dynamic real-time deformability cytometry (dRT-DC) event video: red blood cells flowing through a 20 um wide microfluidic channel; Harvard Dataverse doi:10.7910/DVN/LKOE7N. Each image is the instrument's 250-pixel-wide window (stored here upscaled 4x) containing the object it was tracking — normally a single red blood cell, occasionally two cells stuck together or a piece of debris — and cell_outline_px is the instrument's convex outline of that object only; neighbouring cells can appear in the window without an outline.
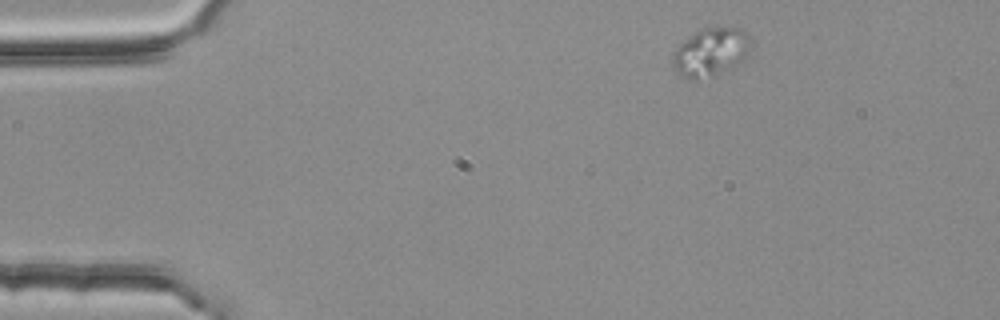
{"species": "common noctule bat (a hibernating species)", "species_latin": "Nyctalus noctula", "temperature_condition": "room temperature", "stored_images_in_passage": 2, "camera_frame_rate_fps": 3000, "um_per_image_px": 0.085, "animal": {"sex": "female", "body_mass_g": 25.1}, "frame": {"image": 1, "passage_image": 1, "time_ms": 0.0, "image_size_px": [1000, 320], "cell_outline_px": [[752, 40], [748, 56], [712, 76], [696, 80], [692, 80], [684, 76], [672, 64], [672, 56], [676, 48], [684, 40], [700, 28], [744, 28]], "centroid_in_image_um": [60.43, 4.39], "position_along_channel_um": 24.6, "area_um2": 21.62}}